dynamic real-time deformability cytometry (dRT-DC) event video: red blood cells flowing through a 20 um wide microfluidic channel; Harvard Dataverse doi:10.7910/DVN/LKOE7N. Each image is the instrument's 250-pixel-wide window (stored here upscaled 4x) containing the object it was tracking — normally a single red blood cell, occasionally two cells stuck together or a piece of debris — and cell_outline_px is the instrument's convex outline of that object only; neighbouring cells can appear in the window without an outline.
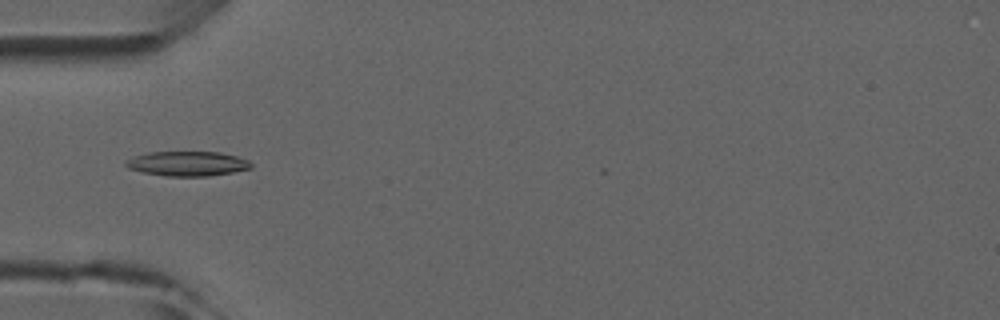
{"species": "common noctule bat (a hibernating species)", "species_latin": "Nyctalus noctula", "temperature_condition": "room temperature", "stored_images_in_passage": 4, "camera_frame_rate_fps": 3000, "um_per_image_px": 0.085, "animal": {"sex": "male", "forearm_length_mm": 52.5}, "frame": {"image": 1, "passage_image": 4, "time_ms": 3.333, "image_size_px": [1000, 320], "cell_outline_px": [[252, 168], [232, 172], [208, 176], [168, 176], [144, 172], [128, 168], [124, 164], [124, 160], [132, 156], [148, 152], [220, 152], [236, 156], [248, 160], [252, 164]], "centroid_in_image_um": [15.9, 13.9], "position_along_channel_um": 69.1, "area_um2": 18.03}}